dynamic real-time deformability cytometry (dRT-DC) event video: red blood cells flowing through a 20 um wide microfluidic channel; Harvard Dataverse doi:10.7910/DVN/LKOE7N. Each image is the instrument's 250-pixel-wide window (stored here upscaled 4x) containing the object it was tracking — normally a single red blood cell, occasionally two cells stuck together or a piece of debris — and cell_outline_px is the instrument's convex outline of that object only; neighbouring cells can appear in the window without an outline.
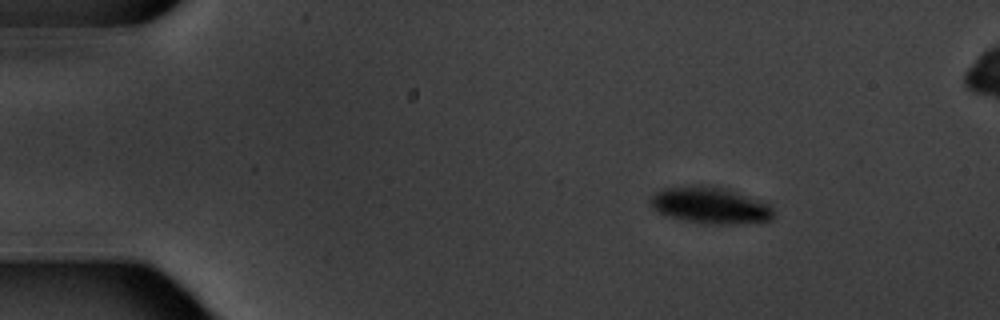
{"species": "common noctule bat (a hibernating species)", "species_latin": "Nyctalus noctula", "temperature_condition": "warm", "stored_images_in_passage": 5, "camera_frame_rate_fps": 3000, "um_per_image_px": 0.085, "animal": {"sex": "male", "body_mass_g": 20.1, "forearm_length_mm": 53.5}, "frame": {"image": 1, "passage_image": 1, "time_ms": 0.0, "image_size_px": [1000, 320], "cell_outline_px": [[776, 216], [772, 220], [764, 224], [712, 224], [664, 216], [652, 208], [652, 196], [656, 192], [664, 188], [700, 184], [704, 184], [728, 188], [768, 204], [772, 208]], "centroid_in_image_um": [60.45, 17.46], "position_along_channel_um": 24.5, "area_um2": 26.7}}
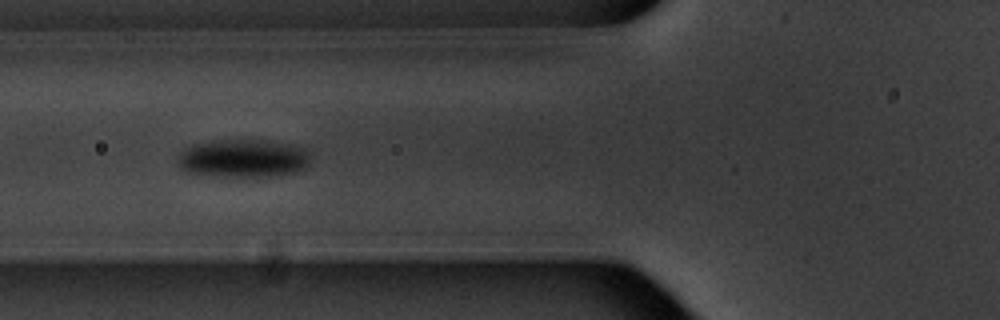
{"frame": {"image": 2, "passage_image": 5, "time_ms": 4.667, "image_size_px": [1000, 320], "cell_outline_px": [[308, 164], [304, 168], [296, 172], [276, 176], [224, 176], [188, 172], [180, 168], [180, 152], [192, 144], [212, 140], [264, 140], [292, 144], [304, 148], [308, 152]], "centroid_in_image_um": [20.7, 13.44], "position_along_channel_um": 105.1, "area_um2": 29.3}}